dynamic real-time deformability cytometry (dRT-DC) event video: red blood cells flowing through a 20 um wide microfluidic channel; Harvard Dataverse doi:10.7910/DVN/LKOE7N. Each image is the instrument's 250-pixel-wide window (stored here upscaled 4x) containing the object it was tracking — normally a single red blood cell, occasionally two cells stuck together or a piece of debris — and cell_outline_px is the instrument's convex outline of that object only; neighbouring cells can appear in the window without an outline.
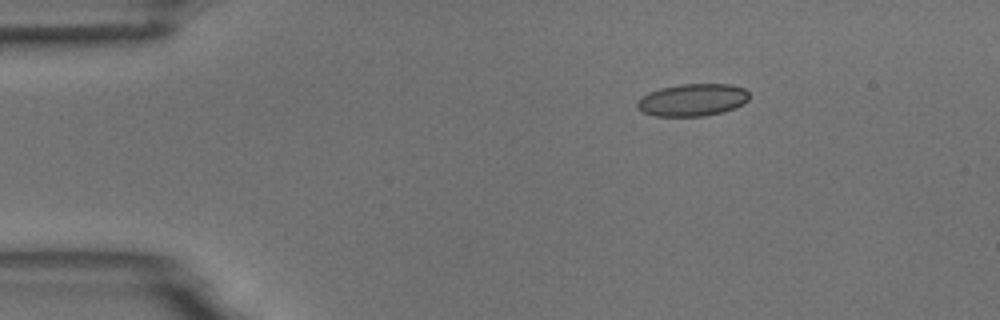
{"species": "common noctule bat (a hibernating species)", "species_latin": "Nyctalus noctula", "temperature_condition": "room temperature", "stored_images_in_passage": 6, "segment_of_instrument_passage": [2, 2], "camera_frame_rate_fps": 3000, "um_per_image_px": 0.085, "animal": {"sex": "male", "body_mass_g": 18.8}, "frame": {"image": 1, "passage_image": 6, "time_ms": 6.667, "image_size_px": [1000, 320], "cell_outline_px": [[748, 100], [744, 104], [720, 112], [704, 116], [656, 116], [644, 112], [636, 108], [636, 104], [648, 92], [660, 88], [680, 84], [732, 84], [744, 88], [748, 92]], "centroid_in_image_um": [58.87, 8.48], "position_along_channel_um": 26.1, "area_um2": 20.98}}